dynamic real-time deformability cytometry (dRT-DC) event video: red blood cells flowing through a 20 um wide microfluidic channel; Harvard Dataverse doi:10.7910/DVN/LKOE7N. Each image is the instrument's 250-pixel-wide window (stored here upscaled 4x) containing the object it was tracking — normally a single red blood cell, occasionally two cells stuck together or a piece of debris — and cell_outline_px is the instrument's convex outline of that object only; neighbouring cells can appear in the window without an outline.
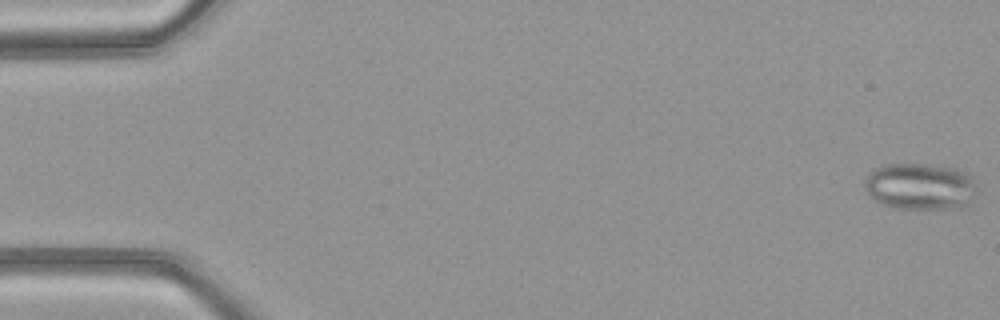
{"species": "common noctule bat (a hibernating species)", "species_latin": "Nyctalus noctula", "temperature_condition": "warm", "stored_images_in_passage": 50, "camera_frame_rate_fps": 3000, "um_per_image_px": 0.085, "animal": {"sex": "female", "body_mass_g": 21.9}, "frame": {"image": 1, "passage_image": 1, "time_ms": 0.0, "image_size_px": [1000, 320], "cell_outline_px": [[976, 196], [972, 204], [968, 208], [896, 208], [880, 204], [864, 188], [864, 180], [880, 164], [928, 164], [956, 168], [968, 172], [972, 176], [976, 188]], "centroid_in_image_um": [78.29, 15.85], "position_along_channel_um": 6.7, "area_um2": 31.04}}
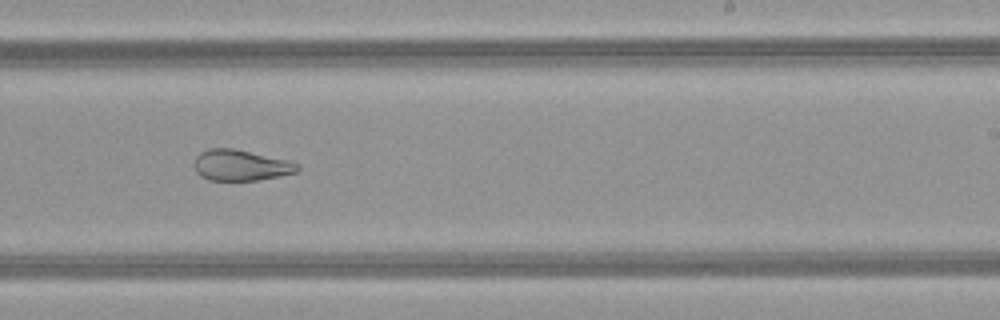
{"frame": {"image": 2, "passage_image": 31, "time_ms": 10.0, "image_size_px": [1000, 320], "cell_outline_px": [[300, 168], [296, 172], [280, 176], [256, 180], [208, 180], [200, 176], [196, 172], [192, 164], [196, 156], [200, 152], [208, 148], [232, 148], [288, 160], [300, 164]], "centroid_in_image_um": [20.43, 14.04], "position_along_channel_um": 268.6, "area_um2": 18.73}}
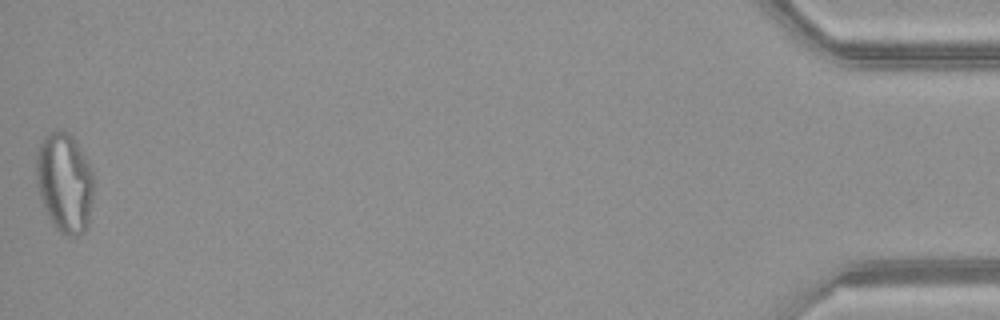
{"frame": {"image": 3, "passage_image": 50, "time_ms": 16.333, "image_size_px": [1000, 320], "cell_outline_px": [[92, 200], [88, 224], [84, 232], [76, 236], [68, 236], [60, 232], [52, 224], [40, 200], [36, 184], [36, 156], [40, 144], [44, 136], [52, 132], [64, 128], [72, 136], [88, 160], [92, 172]], "centroid_in_image_um": [5.47, 15.52], "position_along_channel_um": 429.7, "area_um2": 33.58}, "authors_computed_cell_mechanics": {"area_um2": 27.6573, "velocity_mm_per_s": 4.1402, "shape_relaxation_time_tau1_ms": null, "shape_relaxation_time_tau2_ms": 2.0819, "deformation_change_tau1": null, "deformation_change_tau2": 0.107}}